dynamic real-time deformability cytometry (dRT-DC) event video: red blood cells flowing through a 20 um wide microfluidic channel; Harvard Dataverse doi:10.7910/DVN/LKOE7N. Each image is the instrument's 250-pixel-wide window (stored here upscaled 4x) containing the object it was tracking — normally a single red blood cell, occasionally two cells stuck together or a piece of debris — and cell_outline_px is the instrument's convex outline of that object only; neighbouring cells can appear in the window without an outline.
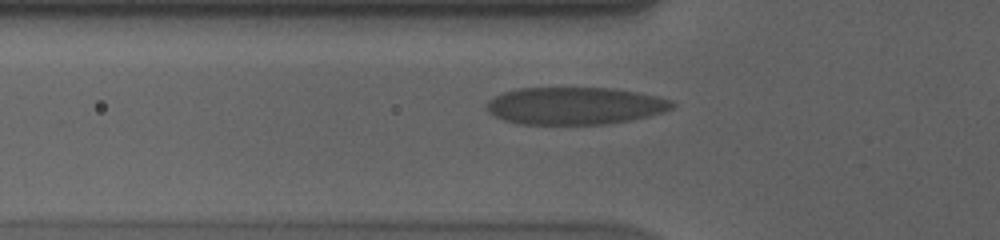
{"species": "human", "species_latin": "Homo sapiens", "temperature_condition": "cold", "stored_images_in_passage": 43, "camera_frame_rate_fps": 3000, "um_per_image_px": 0.085, "donor": {"sex": "male"}, "frame": {"image": 1, "passage_image": 11, "time_ms": 3.333, "image_size_px": [1000, 240], "cell_outline_px": [[676, 104], [672, 108], [664, 112], [632, 120], [608, 124], [516, 124], [504, 120], [488, 112], [488, 100], [504, 92], [520, 88], [616, 88], [656, 96], [672, 100]], "centroid_in_image_um": [48.9, 9.0], "position_along_channel_um": 76.9, "area_um2": 40.4}}
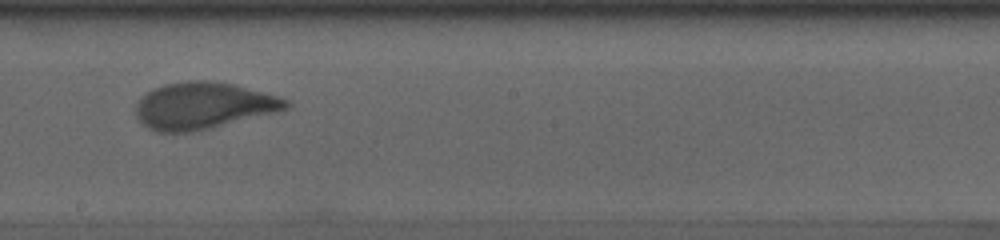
{"frame": {"image": 2, "passage_image": 24, "time_ms": 7.667, "image_size_px": [1000, 240], "cell_outline_px": [[292, 104], [288, 108], [276, 112], [208, 128], [188, 132], [156, 132], [148, 128], [136, 116], [136, 104], [140, 96], [152, 88], [164, 84], [188, 80], [208, 80], [232, 84], [264, 92], [288, 100]], "centroid_in_image_um": [17.23, 8.97], "position_along_channel_um": 231.0, "area_um2": 40.69}}
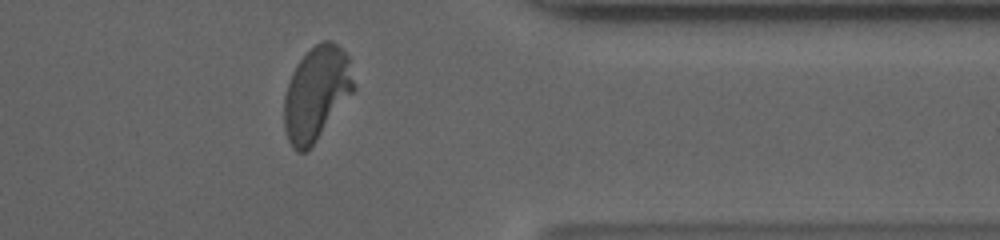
{"frame": {"image": 3, "passage_image": 38, "time_ms": 12.333, "image_size_px": [1000, 240], "cell_outline_px": [[356, 88], [316, 140], [304, 152], [300, 152], [292, 148], [288, 140], [284, 128], [284, 96], [292, 72], [296, 64], [316, 44], [324, 40], [332, 40], [348, 56]], "centroid_in_image_um": [26.89, 7.93], "position_along_channel_um": 384.5, "area_um2": 37.63}}